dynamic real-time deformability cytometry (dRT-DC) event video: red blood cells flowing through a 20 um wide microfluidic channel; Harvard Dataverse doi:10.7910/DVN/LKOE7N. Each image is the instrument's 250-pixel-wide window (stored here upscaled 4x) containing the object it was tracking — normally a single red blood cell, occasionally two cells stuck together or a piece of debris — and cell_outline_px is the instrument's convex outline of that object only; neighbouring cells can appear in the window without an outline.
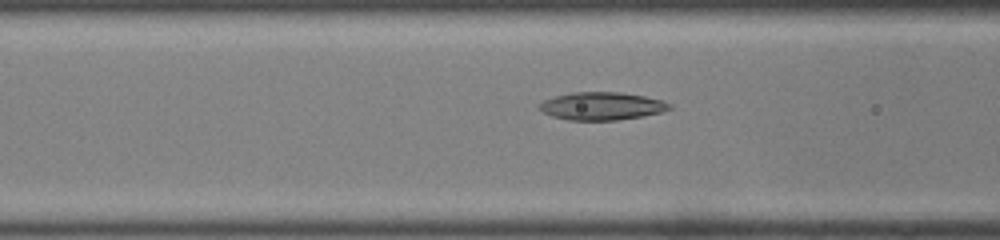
{"species": "common noctule bat (a hibernating species)", "species_latin": "Nyctalus noctula", "temperature_condition": "room temperature", "stored_images_in_passage": 13, "camera_frame_rate_fps": 3000, "um_per_image_px": 0.085, "animal": {"sex": "male", "body_mass_g": 19.0, "forearm_length_mm": 50.8}, "frame": {"image": 1, "passage_image": 11, "time_ms": 3.333, "image_size_px": [1000, 240], "cell_outline_px": [[672, 108], [660, 112], [640, 116], [616, 120], [568, 120], [552, 116], [536, 108], [536, 104], [544, 100], [556, 96], [572, 92], [620, 92], [644, 96], [660, 100], [672, 104]], "centroid_in_image_um": [51.09, 9.01], "position_along_channel_um": 115.5, "area_um2": 21.04}}